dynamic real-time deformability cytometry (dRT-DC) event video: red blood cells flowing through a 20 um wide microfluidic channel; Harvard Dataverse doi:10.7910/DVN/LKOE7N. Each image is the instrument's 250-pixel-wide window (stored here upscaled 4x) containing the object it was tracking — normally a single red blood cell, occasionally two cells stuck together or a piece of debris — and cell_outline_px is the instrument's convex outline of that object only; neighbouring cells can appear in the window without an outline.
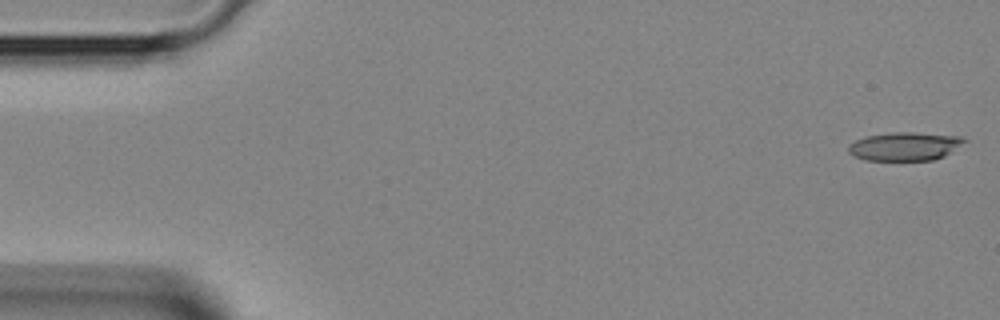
{"species": "Egyptian fruit bat (a non-hibernating species)", "species_latin": "Rousettus aegyptiacus", "temperature_condition": "room temperature", "stored_images_in_passage": 12, "camera_frame_rate_fps": 3000, "um_per_image_px": 0.085, "animal": {"sex": "female"}, "frame": {"image": 1, "passage_image": 1, "time_ms": 0.0, "image_size_px": [1000, 320], "cell_outline_px": [[968, 140], [944, 156], [932, 160], [864, 160], [848, 152], [848, 144], [864, 136], [892, 132], [912, 132], [960, 136]], "centroid_in_image_um": [76.88, 12.43], "position_along_channel_um": 8.1, "area_um2": 19.19}}
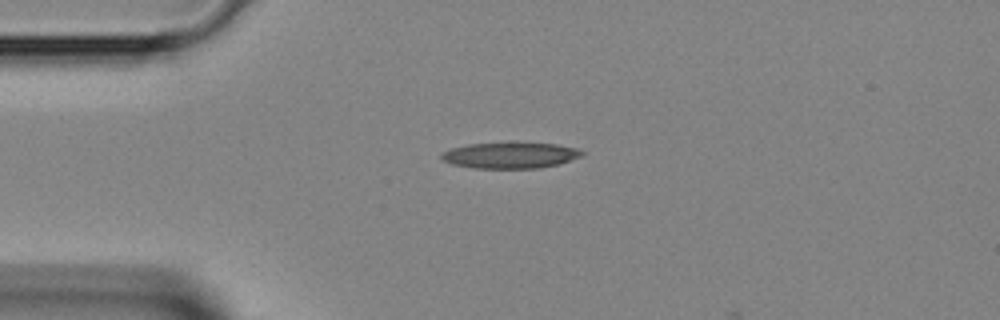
{"frame": {"image": 2, "passage_image": 10, "time_ms": 3.0, "image_size_px": [1000, 320], "cell_outline_px": [[584, 156], [560, 164], [540, 168], [472, 168], [452, 164], [444, 160], [440, 156], [440, 152], [452, 148], [468, 144], [556, 144], [580, 148], [584, 152]], "centroid_in_image_um": [43.42, 13.22], "position_along_channel_um": 41.6, "area_um2": 21.1}}